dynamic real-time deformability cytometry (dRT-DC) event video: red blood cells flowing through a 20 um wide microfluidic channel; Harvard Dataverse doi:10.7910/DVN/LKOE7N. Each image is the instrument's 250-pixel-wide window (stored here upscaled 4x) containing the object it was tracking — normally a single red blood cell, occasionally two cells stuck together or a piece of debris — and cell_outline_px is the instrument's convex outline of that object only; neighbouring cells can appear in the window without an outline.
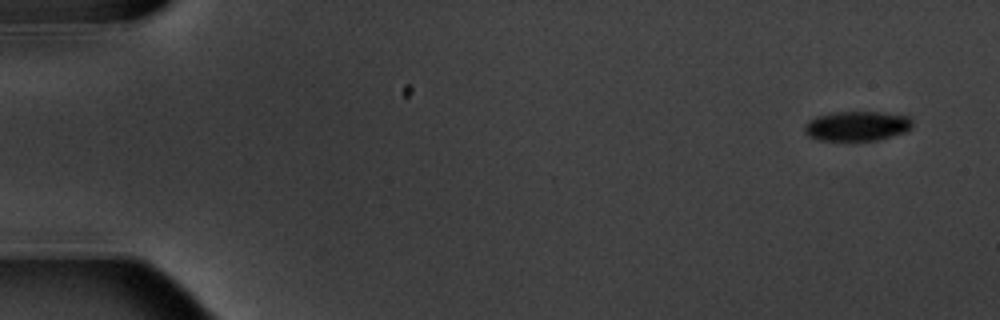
{"species": "common noctule bat (a hibernating species)", "species_latin": "Nyctalus noctula", "temperature_condition": "warm", "stored_images_in_passage": 6, "camera_frame_rate_fps": 3000, "um_per_image_px": 0.085, "animal": {"sex": "male", "body_mass_g": 20.1, "forearm_length_mm": 53.5}, "frame": {"image": 1, "passage_image": 1, "time_ms": 0.0, "image_size_px": [1000, 320], "cell_outline_px": [[912, 128], [904, 132], [892, 136], [876, 140], [816, 140], [808, 136], [804, 132], [804, 124], [808, 120], [816, 116], [836, 112], [880, 112], [908, 116], [912, 120]], "centroid_in_image_um": [72.81, 10.71], "position_along_channel_um": 12.2, "area_um2": 18.73}}
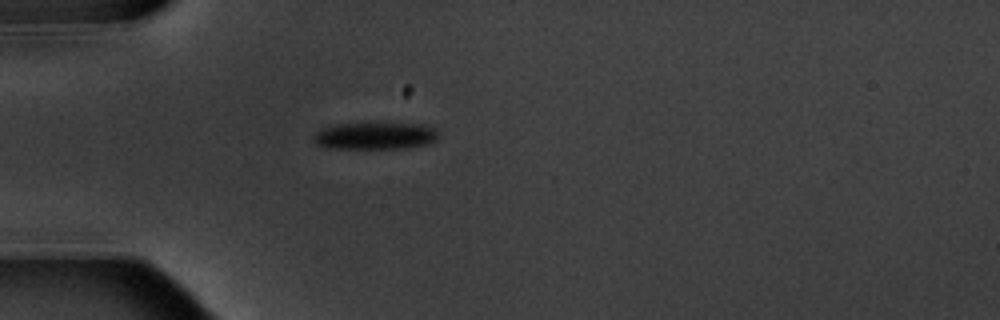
{"frame": {"image": 2, "passage_image": 5, "time_ms": 4.667, "image_size_px": [1000, 320], "cell_outline_px": [[440, 136], [436, 140], [428, 144], [404, 148], [328, 148], [316, 144], [312, 136], [316, 132], [324, 128], [336, 124], [424, 124], [436, 128], [440, 132]], "centroid_in_image_um": [31.95, 11.55], "position_along_channel_um": 53.1, "area_um2": 19.65}}